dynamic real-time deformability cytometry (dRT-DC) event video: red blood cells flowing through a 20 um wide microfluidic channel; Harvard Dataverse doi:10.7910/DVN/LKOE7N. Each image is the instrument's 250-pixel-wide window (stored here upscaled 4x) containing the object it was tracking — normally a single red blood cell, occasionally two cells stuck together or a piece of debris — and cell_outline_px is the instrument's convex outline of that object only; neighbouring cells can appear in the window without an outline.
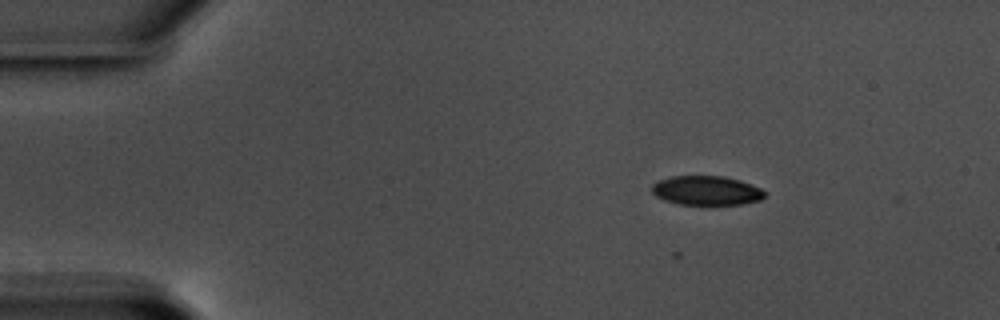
{"species": "common noctule bat (a hibernating species)", "species_latin": "Nyctalus noctula", "temperature_condition": "warm", "stored_images_in_passage": 50, "camera_frame_rate_fps": 3000, "um_per_image_px": 0.085, "animal": {"sex": "male", "body_mass_g": 17.5, "forearm_length_mm": 52.3}, "frame": {"image": 1, "passage_image": 1, "time_ms": 0.0, "image_size_px": [1000, 320], "cell_outline_px": [[764, 196], [760, 200], [740, 204], [676, 204], [664, 200], [656, 196], [652, 192], [652, 184], [660, 180], [672, 176], [724, 176], [740, 180], [760, 188], [764, 192]], "centroid_in_image_um": [60.02, 16.19], "position_along_channel_um": 25.0, "area_um2": 19.07}}
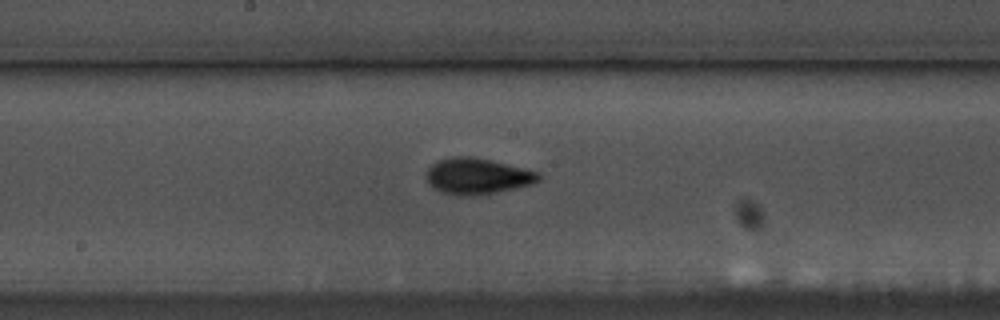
{"frame": {"image": 2, "passage_image": 23, "time_ms": 7.333, "image_size_px": [1000, 320], "cell_outline_px": [[540, 180], [532, 184], [516, 188], [496, 192], [468, 196], [444, 192], [432, 188], [428, 184], [428, 168], [436, 160], [452, 156], [468, 156], [492, 160], [540, 172]], "centroid_in_image_um": [40.59, 14.95], "position_along_channel_um": 207.6, "area_um2": 23.47}}
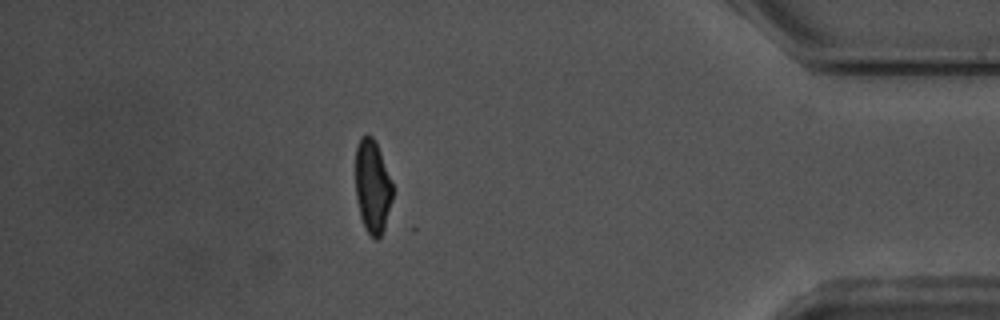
{"frame": {"image": 3, "passage_image": 43, "time_ms": 14.0, "image_size_px": [1000, 320], "cell_outline_px": [[392, 200], [384, 228], [380, 236], [376, 240], [364, 228], [360, 216], [356, 196], [356, 148], [360, 136], [368, 132], [376, 140], [392, 184]], "centroid_in_image_um": [31.65, 15.8], "position_along_channel_um": 403.6, "area_um2": 20.17}, "authors_computed_cell_mechanics": {"area_um2": 21.8484, "velocity_mm_per_s": 3.5412, "shape_relaxation_time_tau1_ms": 2.9655, "shape_relaxation_time_tau2_ms": 1.3621, "deformation_change_tau1": 0.1336, "deformation_change_tau2": 0.0671}}